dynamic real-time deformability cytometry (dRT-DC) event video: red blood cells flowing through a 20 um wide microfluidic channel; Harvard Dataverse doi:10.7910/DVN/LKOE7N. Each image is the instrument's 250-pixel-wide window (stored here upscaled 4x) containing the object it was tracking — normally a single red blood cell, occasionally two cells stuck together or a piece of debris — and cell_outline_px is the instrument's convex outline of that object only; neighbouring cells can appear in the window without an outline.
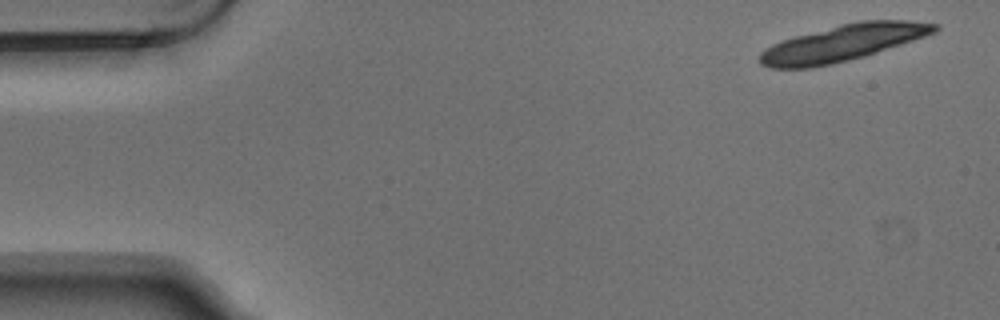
{"species": "Egyptian fruit bat (a non-hibernating species)", "species_latin": "Rousettus aegyptiacus", "temperature_condition": "warm", "stored_images_in_passage": 4, "camera_frame_rate_fps": 3000, "um_per_image_px": 0.085, "animal": {"sex": "male"}, "frame": {"image": 1, "passage_image": 1, "time_ms": 0.0, "image_size_px": [1000, 320], "cell_outline_px": [[940, 28], [936, 32], [864, 56], [832, 64], [812, 68], [768, 68], [760, 64], [760, 52], [772, 44], [796, 36], [840, 24], [860, 20], [908, 20], [940, 24]], "centroid_in_image_um": [71.64, 3.65], "position_along_channel_um": 13.4, "area_um2": 36.76}}